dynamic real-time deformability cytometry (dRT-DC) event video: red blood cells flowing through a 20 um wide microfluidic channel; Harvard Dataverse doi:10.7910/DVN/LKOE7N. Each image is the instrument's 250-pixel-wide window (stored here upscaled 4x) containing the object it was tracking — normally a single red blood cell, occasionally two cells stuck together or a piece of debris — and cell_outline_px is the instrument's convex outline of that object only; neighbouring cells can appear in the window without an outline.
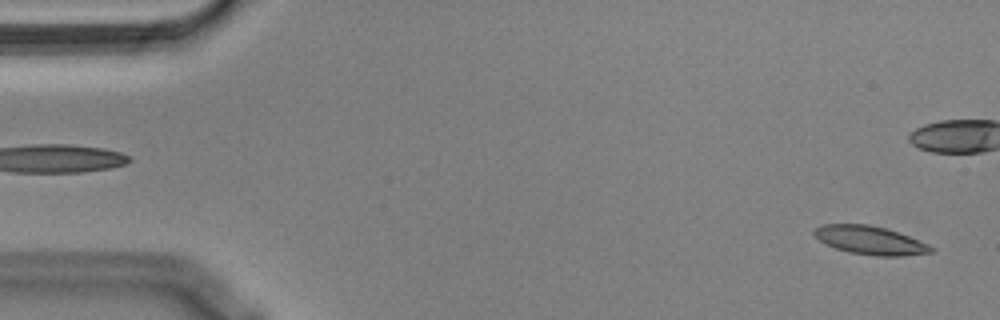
{"species": "Egyptian fruit bat (a non-hibernating species)", "species_latin": "Rousettus aegyptiacus", "temperature_condition": "cold", "stored_images_in_passage": 56, "camera_frame_rate_fps": 3000, "um_per_image_px": 0.085, "animal": {"sex": "male"}, "frame": {"image": 1, "passage_image": 2, "time_ms": 0.333, "image_size_px": [1000, 320], "cell_outline_px": [[936, 252], [900, 256], [876, 256], [848, 252], [836, 248], [820, 240], [812, 232], [812, 228], [824, 224], [868, 224], [884, 228], [908, 236], [928, 244], [936, 248]], "centroid_in_image_um": [73.97, 20.43], "position_along_channel_um": 11.0, "area_um2": 19.31}}
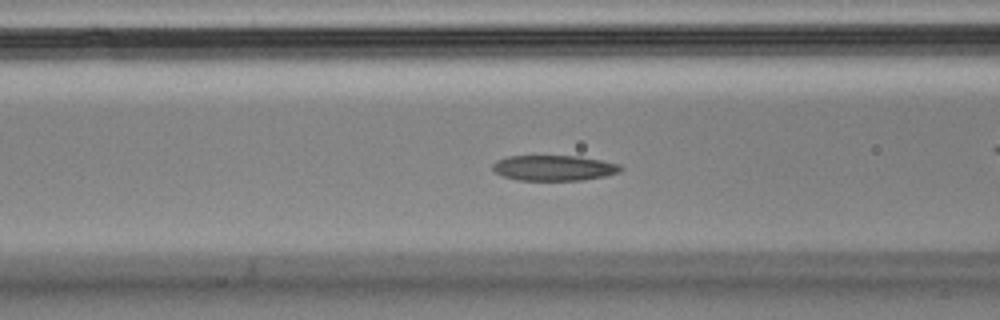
{"frame": {"image": 2, "passage_image": 21, "time_ms": 6.667, "image_size_px": [1000, 320], "cell_outline_px": [[624, 168], [620, 172], [604, 176], [584, 180], [516, 180], [500, 176], [492, 168], [492, 164], [496, 160], [508, 156], [580, 156], [620, 164]], "centroid_in_image_um": [47.07, 14.28], "position_along_channel_um": 119.5, "area_um2": 19.13}}
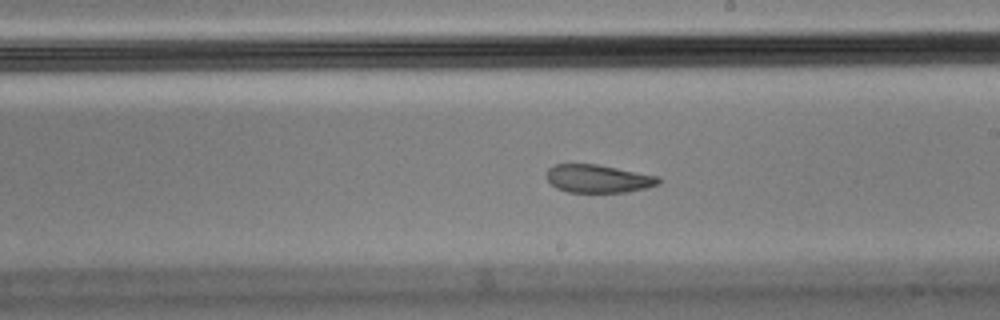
{"frame": {"image": 3, "passage_image": 31, "time_ms": 10.0, "image_size_px": [1000, 320], "cell_outline_px": [[660, 184], [648, 188], [628, 192], [568, 192], [556, 188], [548, 180], [548, 168], [556, 164], [596, 164], [660, 176]], "centroid_in_image_um": [50.9, 15.19], "position_along_channel_um": 238.1, "area_um2": 18.32}, "authors_computed_cell_mechanics": {"area_um2": 19.7387, "velocity_mm_per_s": 3.5658, "shape_relaxation_time_tau1_ms": null, "shape_relaxation_time_tau2_ms": 2.9563, "deformation_change_tau1": null, "deformation_change_tau2": 0.0897}}